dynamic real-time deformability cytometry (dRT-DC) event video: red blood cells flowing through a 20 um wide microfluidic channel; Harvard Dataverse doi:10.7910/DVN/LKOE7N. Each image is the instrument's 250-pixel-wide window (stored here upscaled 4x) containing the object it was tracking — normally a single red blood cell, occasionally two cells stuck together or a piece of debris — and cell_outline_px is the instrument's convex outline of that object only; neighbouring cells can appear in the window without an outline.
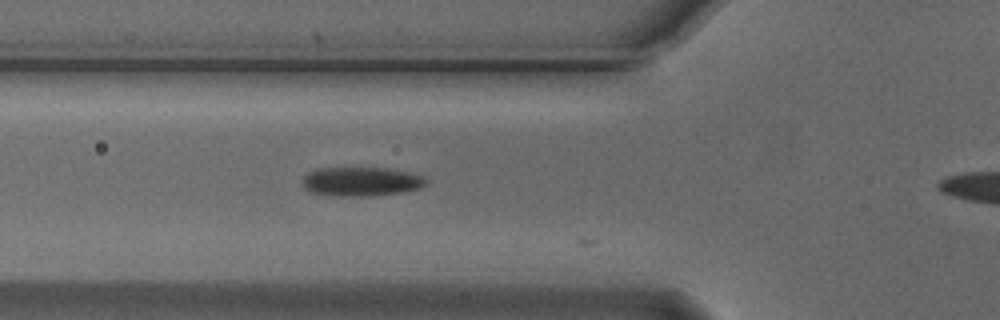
{"species": "Egyptian fruit bat (a non-hibernating species)", "species_latin": "Rousettus aegyptiacus", "temperature_condition": "cold", "stored_images_in_passage": 9, "camera_frame_rate_fps": 3000, "um_per_image_px": 0.085, "animal": {"sex": "male"}, "frame": {"image": 1, "passage_image": 8, "time_ms": 2.333, "image_size_px": [1000, 320], "cell_outline_px": [[428, 184], [420, 188], [400, 192], [364, 196], [332, 196], [312, 192], [304, 188], [300, 180], [308, 172], [316, 168], [388, 168], [408, 172], [424, 176], [428, 180]], "centroid_in_image_um": [30.68, 15.42], "position_along_channel_um": 95.1, "area_um2": 21.1}}